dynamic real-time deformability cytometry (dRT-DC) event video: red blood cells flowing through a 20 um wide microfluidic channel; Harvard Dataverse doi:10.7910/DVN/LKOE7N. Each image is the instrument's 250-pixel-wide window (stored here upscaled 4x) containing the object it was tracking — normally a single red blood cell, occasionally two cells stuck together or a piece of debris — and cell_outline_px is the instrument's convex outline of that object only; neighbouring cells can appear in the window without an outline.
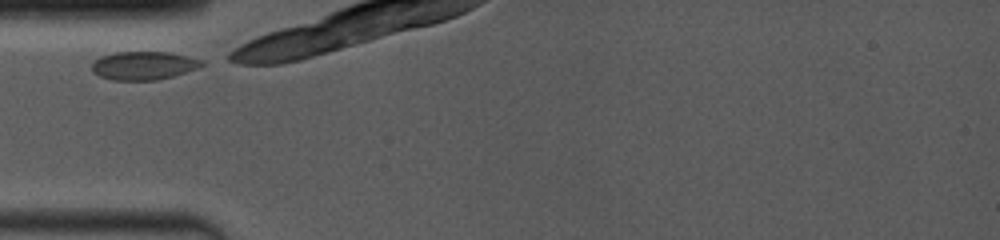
{"species": "common noctule bat (a hibernating species)", "species_latin": "Nyctalus noctula", "temperature_condition": "room temperature", "stored_images_in_passage": 20, "camera_frame_rate_fps": 4000, "um_per_image_px": 0.085, "animal": {"sex": "female", "body_mass_g": 19.0, "forearm_length_mm": 53.3}, "frame": {"image": 1, "passage_image": 1, "time_ms": 0.0, "image_size_px": [1000, 240], "cell_outline_px": [[204, 64], [196, 68], [172, 76], [156, 80], [112, 80], [100, 76], [92, 72], [92, 64], [100, 56], [116, 52], [168, 52], [188, 56], [204, 60]], "centroid_in_image_um": [12.19, 5.57], "position_along_channel_um": 72.8, "area_um2": 18.03}}